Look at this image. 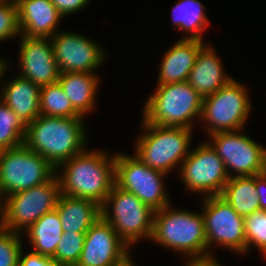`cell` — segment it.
Instances as JSON below:
<instances>
[{"label": "cell", "instance_id": "cell-1", "mask_svg": "<svg viewBox=\"0 0 266 266\" xmlns=\"http://www.w3.org/2000/svg\"><path fill=\"white\" fill-rule=\"evenodd\" d=\"M107 149L87 147L62 163L56 174L61 194L89 199L102 206L115 185V157Z\"/></svg>", "mask_w": 266, "mask_h": 266}, {"label": "cell", "instance_id": "cell-2", "mask_svg": "<svg viewBox=\"0 0 266 266\" xmlns=\"http://www.w3.org/2000/svg\"><path fill=\"white\" fill-rule=\"evenodd\" d=\"M85 123V118L39 115L27 124L24 145L57 169L88 147L89 136Z\"/></svg>", "mask_w": 266, "mask_h": 266}, {"label": "cell", "instance_id": "cell-3", "mask_svg": "<svg viewBox=\"0 0 266 266\" xmlns=\"http://www.w3.org/2000/svg\"><path fill=\"white\" fill-rule=\"evenodd\" d=\"M154 211L151 242L181 257L207 254V239L202 212L172 207Z\"/></svg>", "mask_w": 266, "mask_h": 266}, {"label": "cell", "instance_id": "cell-4", "mask_svg": "<svg viewBox=\"0 0 266 266\" xmlns=\"http://www.w3.org/2000/svg\"><path fill=\"white\" fill-rule=\"evenodd\" d=\"M141 131L134 141L133 154L146 166L167 175L179 172L192 148L193 129L159 126L140 121ZM178 171V172H177Z\"/></svg>", "mask_w": 266, "mask_h": 266}, {"label": "cell", "instance_id": "cell-5", "mask_svg": "<svg viewBox=\"0 0 266 266\" xmlns=\"http://www.w3.org/2000/svg\"><path fill=\"white\" fill-rule=\"evenodd\" d=\"M202 102L203 97L187 81L156 85L143 102L141 118L153 125L195 130Z\"/></svg>", "mask_w": 266, "mask_h": 266}, {"label": "cell", "instance_id": "cell-6", "mask_svg": "<svg viewBox=\"0 0 266 266\" xmlns=\"http://www.w3.org/2000/svg\"><path fill=\"white\" fill-rule=\"evenodd\" d=\"M235 78L212 95L203 98L200 120L206 136L246 129L252 114L250 92Z\"/></svg>", "mask_w": 266, "mask_h": 266}, {"label": "cell", "instance_id": "cell-7", "mask_svg": "<svg viewBox=\"0 0 266 266\" xmlns=\"http://www.w3.org/2000/svg\"><path fill=\"white\" fill-rule=\"evenodd\" d=\"M153 214L154 210L147 204L116 185L101 206V217L114 228L130 249L135 244L142 243L143 239L151 240Z\"/></svg>", "mask_w": 266, "mask_h": 266}, {"label": "cell", "instance_id": "cell-8", "mask_svg": "<svg viewBox=\"0 0 266 266\" xmlns=\"http://www.w3.org/2000/svg\"><path fill=\"white\" fill-rule=\"evenodd\" d=\"M60 195V182L55 173L45 183L5 197L1 227L21 234L44 214L54 210Z\"/></svg>", "mask_w": 266, "mask_h": 266}, {"label": "cell", "instance_id": "cell-9", "mask_svg": "<svg viewBox=\"0 0 266 266\" xmlns=\"http://www.w3.org/2000/svg\"><path fill=\"white\" fill-rule=\"evenodd\" d=\"M166 175L146 166L133 153L116 152L115 185L134 194L154 211L172 203L166 189Z\"/></svg>", "mask_w": 266, "mask_h": 266}, {"label": "cell", "instance_id": "cell-10", "mask_svg": "<svg viewBox=\"0 0 266 266\" xmlns=\"http://www.w3.org/2000/svg\"><path fill=\"white\" fill-rule=\"evenodd\" d=\"M56 169L24 144L0 150V198L48 181Z\"/></svg>", "mask_w": 266, "mask_h": 266}, {"label": "cell", "instance_id": "cell-11", "mask_svg": "<svg viewBox=\"0 0 266 266\" xmlns=\"http://www.w3.org/2000/svg\"><path fill=\"white\" fill-rule=\"evenodd\" d=\"M200 200L207 239V254H216L214 248L246 255L244 217L220 195L203 197Z\"/></svg>", "mask_w": 266, "mask_h": 266}, {"label": "cell", "instance_id": "cell-12", "mask_svg": "<svg viewBox=\"0 0 266 266\" xmlns=\"http://www.w3.org/2000/svg\"><path fill=\"white\" fill-rule=\"evenodd\" d=\"M244 131L217 132L207 136L206 141L225 163L229 178L254 176L266 171V147Z\"/></svg>", "mask_w": 266, "mask_h": 266}, {"label": "cell", "instance_id": "cell-13", "mask_svg": "<svg viewBox=\"0 0 266 266\" xmlns=\"http://www.w3.org/2000/svg\"><path fill=\"white\" fill-rule=\"evenodd\" d=\"M199 143L182 162L179 179L188 192L202 198L220 195L229 180L225 163L206 140Z\"/></svg>", "mask_w": 266, "mask_h": 266}, {"label": "cell", "instance_id": "cell-14", "mask_svg": "<svg viewBox=\"0 0 266 266\" xmlns=\"http://www.w3.org/2000/svg\"><path fill=\"white\" fill-rule=\"evenodd\" d=\"M51 43L60 73H96L107 60L106 47L80 32L59 29L51 36Z\"/></svg>", "mask_w": 266, "mask_h": 266}, {"label": "cell", "instance_id": "cell-15", "mask_svg": "<svg viewBox=\"0 0 266 266\" xmlns=\"http://www.w3.org/2000/svg\"><path fill=\"white\" fill-rule=\"evenodd\" d=\"M130 248L102 217L86 232L76 266H119L131 255Z\"/></svg>", "mask_w": 266, "mask_h": 266}, {"label": "cell", "instance_id": "cell-16", "mask_svg": "<svg viewBox=\"0 0 266 266\" xmlns=\"http://www.w3.org/2000/svg\"><path fill=\"white\" fill-rule=\"evenodd\" d=\"M17 74L40 87L54 84L60 77L51 38L19 36Z\"/></svg>", "mask_w": 266, "mask_h": 266}, {"label": "cell", "instance_id": "cell-17", "mask_svg": "<svg viewBox=\"0 0 266 266\" xmlns=\"http://www.w3.org/2000/svg\"><path fill=\"white\" fill-rule=\"evenodd\" d=\"M206 44V41L179 39L165 49L158 65L156 85L187 81L199 51Z\"/></svg>", "mask_w": 266, "mask_h": 266}, {"label": "cell", "instance_id": "cell-18", "mask_svg": "<svg viewBox=\"0 0 266 266\" xmlns=\"http://www.w3.org/2000/svg\"><path fill=\"white\" fill-rule=\"evenodd\" d=\"M4 72L0 84V99L27 125L40 115V89L32 81L15 73L8 79Z\"/></svg>", "mask_w": 266, "mask_h": 266}, {"label": "cell", "instance_id": "cell-19", "mask_svg": "<svg viewBox=\"0 0 266 266\" xmlns=\"http://www.w3.org/2000/svg\"><path fill=\"white\" fill-rule=\"evenodd\" d=\"M21 34L51 38L64 17L50 0H16Z\"/></svg>", "mask_w": 266, "mask_h": 266}, {"label": "cell", "instance_id": "cell-20", "mask_svg": "<svg viewBox=\"0 0 266 266\" xmlns=\"http://www.w3.org/2000/svg\"><path fill=\"white\" fill-rule=\"evenodd\" d=\"M214 48L212 43L208 42L199 51L195 65L187 80L191 87L203 98L214 94L233 79V76L225 73L224 63H222L223 61H221Z\"/></svg>", "mask_w": 266, "mask_h": 266}, {"label": "cell", "instance_id": "cell-21", "mask_svg": "<svg viewBox=\"0 0 266 266\" xmlns=\"http://www.w3.org/2000/svg\"><path fill=\"white\" fill-rule=\"evenodd\" d=\"M101 75L96 73L66 72L60 73L58 83L69 98L74 110L83 118L95 111Z\"/></svg>", "mask_w": 266, "mask_h": 266}, {"label": "cell", "instance_id": "cell-22", "mask_svg": "<svg viewBox=\"0 0 266 266\" xmlns=\"http://www.w3.org/2000/svg\"><path fill=\"white\" fill-rule=\"evenodd\" d=\"M55 209L63 232L86 233L101 218V206L89 199L61 194Z\"/></svg>", "mask_w": 266, "mask_h": 266}, {"label": "cell", "instance_id": "cell-23", "mask_svg": "<svg viewBox=\"0 0 266 266\" xmlns=\"http://www.w3.org/2000/svg\"><path fill=\"white\" fill-rule=\"evenodd\" d=\"M206 10V6L200 0H178L174 3L170 11V22L176 31L184 33L179 39L204 41L203 34L211 24Z\"/></svg>", "mask_w": 266, "mask_h": 266}, {"label": "cell", "instance_id": "cell-24", "mask_svg": "<svg viewBox=\"0 0 266 266\" xmlns=\"http://www.w3.org/2000/svg\"><path fill=\"white\" fill-rule=\"evenodd\" d=\"M25 234L32 252L52 258L63 235L62 223L57 210L54 209L44 214L21 233L24 235L23 238Z\"/></svg>", "mask_w": 266, "mask_h": 266}, {"label": "cell", "instance_id": "cell-25", "mask_svg": "<svg viewBox=\"0 0 266 266\" xmlns=\"http://www.w3.org/2000/svg\"><path fill=\"white\" fill-rule=\"evenodd\" d=\"M220 196L242 217L260 210L255 175L229 178Z\"/></svg>", "mask_w": 266, "mask_h": 266}, {"label": "cell", "instance_id": "cell-26", "mask_svg": "<svg viewBox=\"0 0 266 266\" xmlns=\"http://www.w3.org/2000/svg\"><path fill=\"white\" fill-rule=\"evenodd\" d=\"M40 115L62 118H83L73 108L58 82L41 87Z\"/></svg>", "mask_w": 266, "mask_h": 266}, {"label": "cell", "instance_id": "cell-27", "mask_svg": "<svg viewBox=\"0 0 266 266\" xmlns=\"http://www.w3.org/2000/svg\"><path fill=\"white\" fill-rule=\"evenodd\" d=\"M27 125L0 99V150L24 144Z\"/></svg>", "mask_w": 266, "mask_h": 266}, {"label": "cell", "instance_id": "cell-28", "mask_svg": "<svg viewBox=\"0 0 266 266\" xmlns=\"http://www.w3.org/2000/svg\"><path fill=\"white\" fill-rule=\"evenodd\" d=\"M244 229L246 236V254L251 249L266 259V211L258 210L244 217ZM254 247V248H252Z\"/></svg>", "mask_w": 266, "mask_h": 266}, {"label": "cell", "instance_id": "cell-29", "mask_svg": "<svg viewBox=\"0 0 266 266\" xmlns=\"http://www.w3.org/2000/svg\"><path fill=\"white\" fill-rule=\"evenodd\" d=\"M86 233L63 232L52 259L59 266H76L84 247Z\"/></svg>", "mask_w": 266, "mask_h": 266}, {"label": "cell", "instance_id": "cell-30", "mask_svg": "<svg viewBox=\"0 0 266 266\" xmlns=\"http://www.w3.org/2000/svg\"><path fill=\"white\" fill-rule=\"evenodd\" d=\"M17 232L0 227V266H19L24 238Z\"/></svg>", "mask_w": 266, "mask_h": 266}, {"label": "cell", "instance_id": "cell-31", "mask_svg": "<svg viewBox=\"0 0 266 266\" xmlns=\"http://www.w3.org/2000/svg\"><path fill=\"white\" fill-rule=\"evenodd\" d=\"M20 35L16 0H0V42L17 39Z\"/></svg>", "mask_w": 266, "mask_h": 266}, {"label": "cell", "instance_id": "cell-32", "mask_svg": "<svg viewBox=\"0 0 266 266\" xmlns=\"http://www.w3.org/2000/svg\"><path fill=\"white\" fill-rule=\"evenodd\" d=\"M63 17L71 16L89 6L94 0H50Z\"/></svg>", "mask_w": 266, "mask_h": 266}, {"label": "cell", "instance_id": "cell-33", "mask_svg": "<svg viewBox=\"0 0 266 266\" xmlns=\"http://www.w3.org/2000/svg\"><path fill=\"white\" fill-rule=\"evenodd\" d=\"M27 252L23 247L19 256V266H59L51 257L42 256L31 250Z\"/></svg>", "mask_w": 266, "mask_h": 266}, {"label": "cell", "instance_id": "cell-34", "mask_svg": "<svg viewBox=\"0 0 266 266\" xmlns=\"http://www.w3.org/2000/svg\"><path fill=\"white\" fill-rule=\"evenodd\" d=\"M215 255L216 254L209 253L201 256H189L185 257L184 261L182 262H185V266H222L221 262L218 261V259L216 258L217 256Z\"/></svg>", "mask_w": 266, "mask_h": 266}, {"label": "cell", "instance_id": "cell-35", "mask_svg": "<svg viewBox=\"0 0 266 266\" xmlns=\"http://www.w3.org/2000/svg\"><path fill=\"white\" fill-rule=\"evenodd\" d=\"M255 187L259 194L260 210L266 211V171L255 175Z\"/></svg>", "mask_w": 266, "mask_h": 266}, {"label": "cell", "instance_id": "cell-36", "mask_svg": "<svg viewBox=\"0 0 266 266\" xmlns=\"http://www.w3.org/2000/svg\"><path fill=\"white\" fill-rule=\"evenodd\" d=\"M10 60H11L10 58L6 59L5 56L3 57L2 55H0V84H1L4 72L9 70L11 67L9 64L13 65L12 63H10Z\"/></svg>", "mask_w": 266, "mask_h": 266}, {"label": "cell", "instance_id": "cell-37", "mask_svg": "<svg viewBox=\"0 0 266 266\" xmlns=\"http://www.w3.org/2000/svg\"><path fill=\"white\" fill-rule=\"evenodd\" d=\"M119 266H137V264L134 262L132 255L121 265Z\"/></svg>", "mask_w": 266, "mask_h": 266}, {"label": "cell", "instance_id": "cell-38", "mask_svg": "<svg viewBox=\"0 0 266 266\" xmlns=\"http://www.w3.org/2000/svg\"><path fill=\"white\" fill-rule=\"evenodd\" d=\"M1 223H2V200L0 198V227H1Z\"/></svg>", "mask_w": 266, "mask_h": 266}]
</instances>
